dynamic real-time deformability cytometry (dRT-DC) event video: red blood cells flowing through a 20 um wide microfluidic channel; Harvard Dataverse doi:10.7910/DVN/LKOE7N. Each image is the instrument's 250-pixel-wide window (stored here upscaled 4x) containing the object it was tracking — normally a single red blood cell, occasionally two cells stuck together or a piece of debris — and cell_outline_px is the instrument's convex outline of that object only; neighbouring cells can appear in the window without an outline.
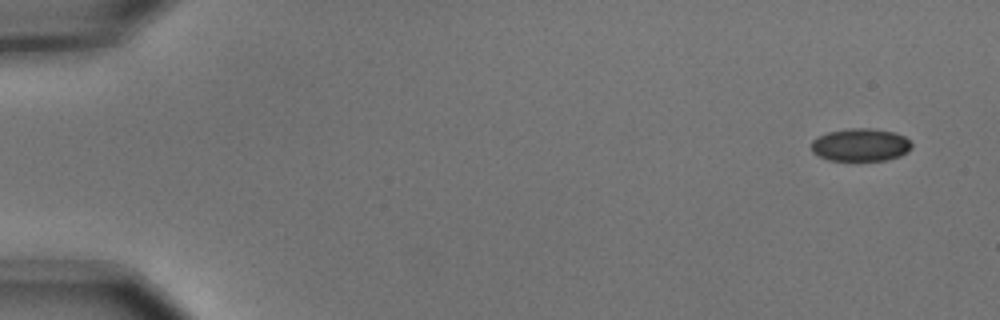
{"species": "common noctule bat (a hibernating species)", "species_latin": "Nyctalus noctula", "temperature_condition": "cold", "stored_images_in_passage": 6, "segment_of_instrument_passage": [1, 2], "camera_frame_rate_fps": 3000, "um_per_image_px": 0.085, "animal": {"sex": "male", "body_mass_g": 15.6}, "frame": {"image": 1, "passage_image": 1, "time_ms": 0.0, "image_size_px": [1000, 320], "cell_outline_px": [[912, 148], [908, 152], [900, 156], [884, 160], [828, 160], [812, 152], [812, 140], [828, 132], [852, 128], [868, 128], [892, 132], [904, 136], [912, 144]], "centroid_in_image_um": [73.16, 12.32], "position_along_channel_um": 11.8, "area_um2": 18.96}}
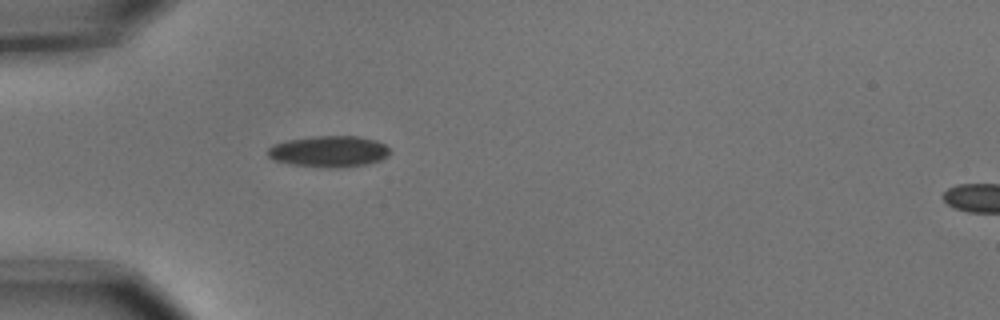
{"frame": {"image": 2, "passage_image": 5, "time_ms": 1.333, "image_size_px": [1000, 320], "cell_outline_px": [[392, 152], [388, 156], [380, 160], [368, 164], [332, 168], [328, 168], [288, 164], [276, 160], [268, 156], [268, 148], [272, 144], [288, 140], [312, 136], [356, 136], [376, 140], [384, 144]], "centroid_in_image_um": [27.97, 12.87], "position_along_channel_um": 57.0, "area_um2": 22.31}}